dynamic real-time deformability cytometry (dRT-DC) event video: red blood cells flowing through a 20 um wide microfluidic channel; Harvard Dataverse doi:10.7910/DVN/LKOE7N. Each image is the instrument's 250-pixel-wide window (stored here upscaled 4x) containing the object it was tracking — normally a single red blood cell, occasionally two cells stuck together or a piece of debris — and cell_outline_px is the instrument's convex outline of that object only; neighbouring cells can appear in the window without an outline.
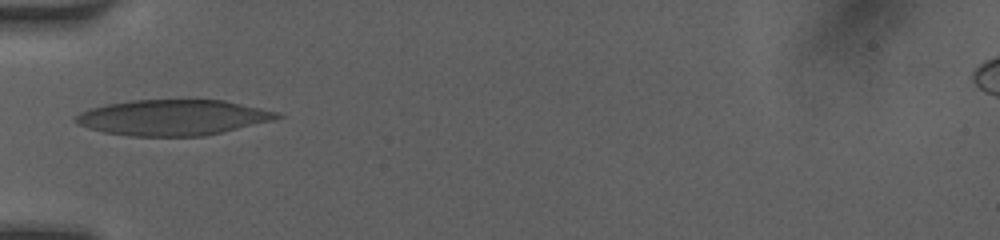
{"species": "human", "species_latin": "Homo sapiens", "temperature_condition": "room temperature", "stored_images_in_passage": 31, "camera_frame_rate_fps": 3000, "um_per_image_px": 0.085, "donor": {"sex": "female"}, "frame": {"image": 1, "passage_image": 1, "time_ms": 0.0, "image_size_px": [1000, 240], "cell_outline_px": [[284, 116], [272, 120], [204, 136], [128, 136], [104, 132], [88, 128], [76, 124], [72, 120], [80, 112], [104, 104], [132, 100], [224, 100], [276, 112]], "centroid_in_image_um": [14.61, 9.99], "position_along_channel_um": 70.4, "area_um2": 41.56}}
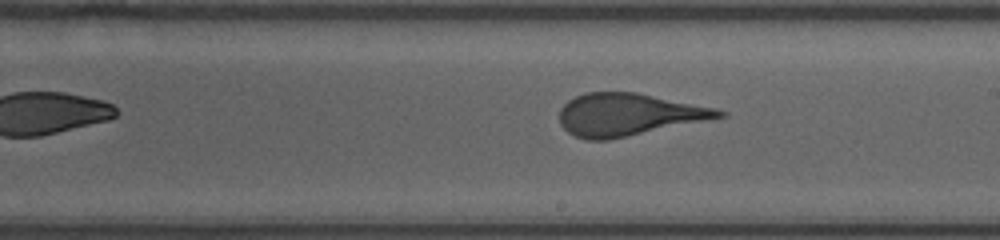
{"frame": {"image": 2, "passage_image": 13, "time_ms": 4.0, "image_size_px": [1000, 240], "cell_outline_px": [[728, 116], [608, 140], [588, 140], [576, 136], [568, 132], [560, 124], [560, 108], [568, 100], [584, 92], [636, 92], [716, 108], [728, 112]], "centroid_in_image_um": [53.42, 9.73], "position_along_channel_um": 235.6, "area_um2": 39.3}}
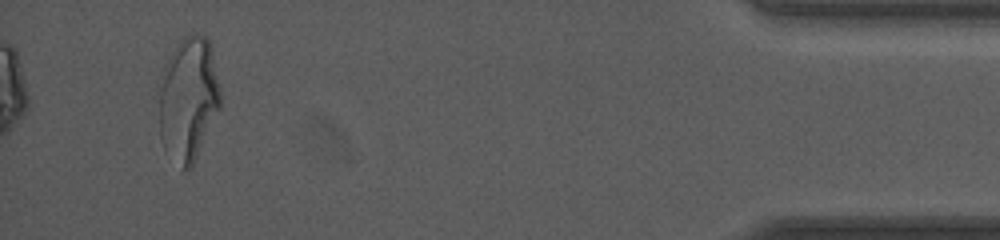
{"frame": {"image": 3, "passage_image": 31, "time_ms": 10.0, "image_size_px": [1000, 240], "cell_outline_px": [[220, 108], [192, 164], [184, 172], [160, 136], [160, 72], [168, 56], [180, 40], [188, 32], [208, 36], [212, 48], [220, 92]], "centroid_in_image_um": [16.02, 8.28], "position_along_channel_um": 419.2, "area_um2": 43.81}}